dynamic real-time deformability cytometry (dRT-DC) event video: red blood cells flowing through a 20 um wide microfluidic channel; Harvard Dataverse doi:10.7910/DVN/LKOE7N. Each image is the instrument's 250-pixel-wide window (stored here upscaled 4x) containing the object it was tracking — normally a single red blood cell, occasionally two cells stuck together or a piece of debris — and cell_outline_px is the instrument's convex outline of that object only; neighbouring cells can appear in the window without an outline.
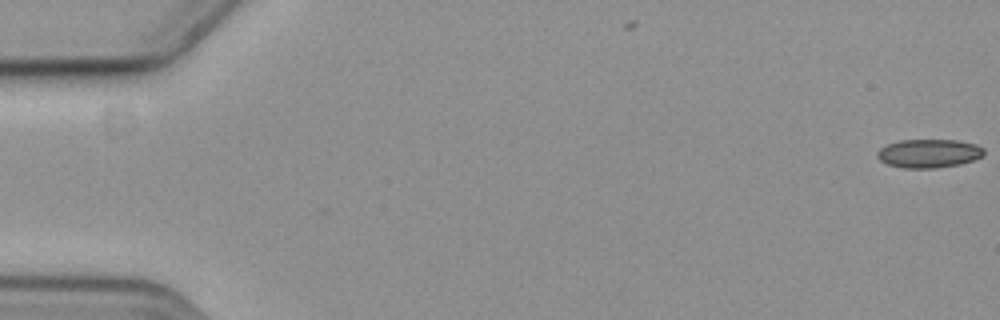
{"species": "common noctule bat (a hibernating species)", "species_latin": "Nyctalus noctula", "temperature_condition": "cold", "stored_images_in_passage": 2, "camera_frame_rate_fps": 3000, "um_per_image_px": 0.085, "animal": {"sex": "female", "body_mass_g": 19.3, "forearm_length_mm": 54.1}, "frame": {"image": 1, "passage_image": 2, "time_ms": 0.333, "image_size_px": [1000, 320], "cell_outline_px": [[984, 156], [960, 164], [936, 168], [904, 168], [888, 164], [880, 160], [876, 156], [876, 152], [880, 148], [888, 144], [900, 140], [960, 140], [976, 144], [984, 148]], "centroid_in_image_um": [78.96, 13.03], "position_along_channel_um": 6.0, "area_um2": 17.86}}